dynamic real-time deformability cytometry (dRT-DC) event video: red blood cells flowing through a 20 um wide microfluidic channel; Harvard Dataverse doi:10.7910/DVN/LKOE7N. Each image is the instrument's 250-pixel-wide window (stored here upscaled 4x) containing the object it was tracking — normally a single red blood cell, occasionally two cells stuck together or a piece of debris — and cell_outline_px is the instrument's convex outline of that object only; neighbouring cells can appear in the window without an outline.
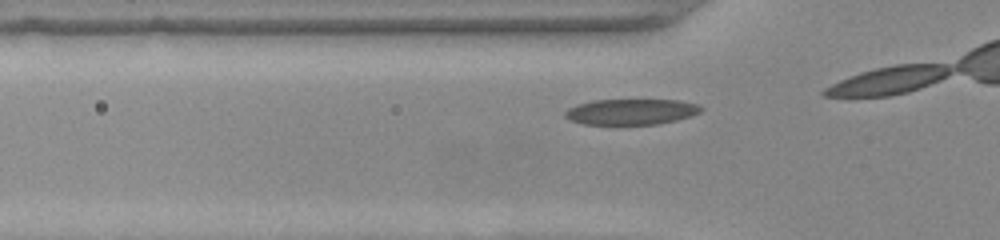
{"species": "common noctule bat (a hibernating species)", "species_latin": "Nyctalus noctula", "temperature_condition": "warm", "stored_images_in_passage": 6, "camera_frame_rate_fps": 3000, "um_per_image_px": 0.085, "animal": {"sex": "female", "body_mass_g": 22.0, "forearm_length_mm": 56.7}, "frame": {"image": 1, "passage_image": 3, "time_ms": 0.667, "image_size_px": [1000, 240], "cell_outline_px": [[704, 108], [700, 112], [692, 116], [660, 124], [584, 124], [572, 120], [564, 116], [564, 112], [568, 108], [576, 104], [596, 100], [676, 100], [700, 104]], "centroid_in_image_um": [53.68, 9.49], "position_along_channel_um": 72.1, "area_um2": 20.4}}